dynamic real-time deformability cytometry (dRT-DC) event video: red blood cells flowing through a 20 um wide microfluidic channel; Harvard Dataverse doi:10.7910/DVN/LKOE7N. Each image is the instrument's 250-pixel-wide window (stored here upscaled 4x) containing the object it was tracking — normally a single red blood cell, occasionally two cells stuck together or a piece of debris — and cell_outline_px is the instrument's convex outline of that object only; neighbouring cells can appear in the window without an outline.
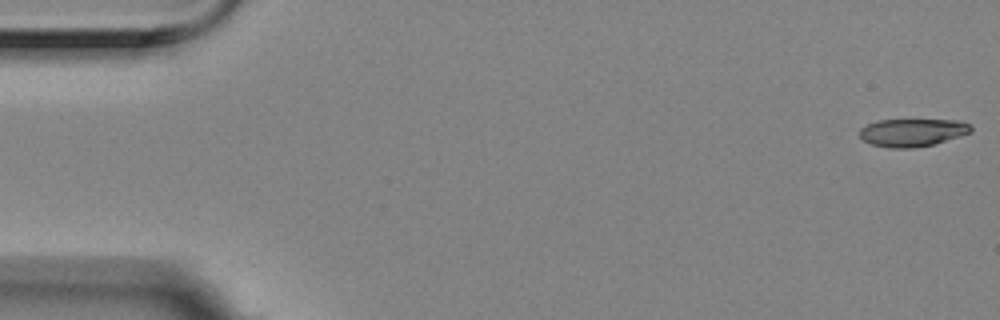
{"species": "Egyptian fruit bat (a non-hibernating species)", "species_latin": "Rousettus aegyptiacus", "temperature_condition": "room temperature", "stored_images_in_passage": 16, "camera_frame_rate_fps": 3000, "um_per_image_px": 0.085, "animal": {"sex": "female"}, "frame": {"image": 1, "passage_image": 1, "time_ms": 0.0, "image_size_px": [1000, 320], "cell_outline_px": [[972, 132], [936, 144], [912, 148], [892, 148], [872, 144], [864, 140], [860, 136], [860, 128], [876, 120], [960, 120], [972, 124]], "centroid_in_image_um": [77.6, 11.26], "position_along_channel_um": 7.4, "area_um2": 18.15}}
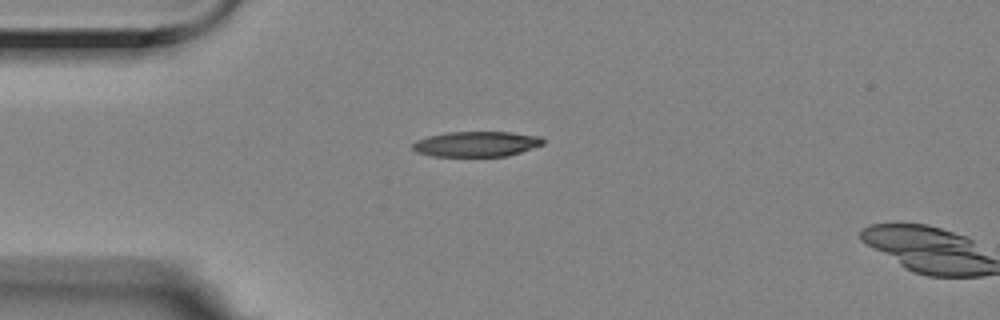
{"frame": {"image": 2, "passage_image": 14, "time_ms": 4.333, "image_size_px": [1000, 320], "cell_outline_px": [[544, 144], [508, 156], [432, 156], [416, 152], [412, 148], [412, 144], [416, 140], [428, 136], [448, 132], [512, 132], [540, 136], [544, 140]], "centroid_in_image_um": [40.49, 12.24], "position_along_channel_um": 44.5, "area_um2": 19.25}}